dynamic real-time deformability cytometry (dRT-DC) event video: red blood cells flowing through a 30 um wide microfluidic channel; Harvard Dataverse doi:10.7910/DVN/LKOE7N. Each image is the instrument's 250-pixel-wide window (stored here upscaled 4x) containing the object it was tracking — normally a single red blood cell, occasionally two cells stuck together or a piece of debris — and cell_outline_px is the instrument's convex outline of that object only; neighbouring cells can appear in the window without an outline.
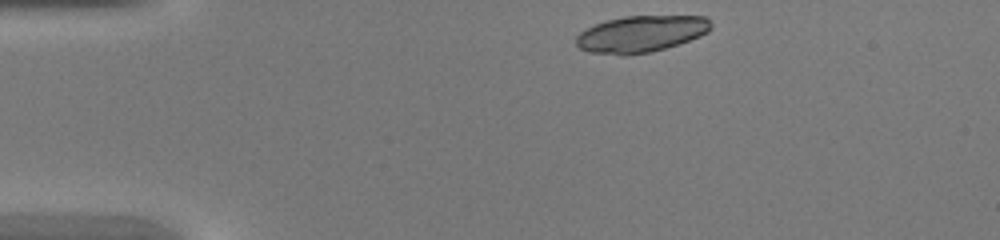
{"species": "common noctule bat (a hibernating species)", "species_latin": "Nyctalus noctula", "temperature_condition": "warm", "stored_images_in_passage": 37, "camera_frame_rate_fps": 3000, "um_per_image_px": 0.085, "animal": {"sex": "female", "body_mass_g": 20.0, "forearm_length_mm": 54.0}, "frame": {"image": 1, "passage_image": 1, "time_ms": 0.0, "image_size_px": [1000, 240], "cell_outline_px": [[712, 28], [708, 32], [700, 36], [652, 52], [624, 56], [620, 56], [588, 52], [580, 48], [576, 44], [576, 36], [580, 32], [596, 24], [608, 20], [624, 16], [704, 16], [712, 24]], "centroid_in_image_um": [54.47, 2.9], "position_along_channel_um": 30.5, "area_um2": 28.73}}
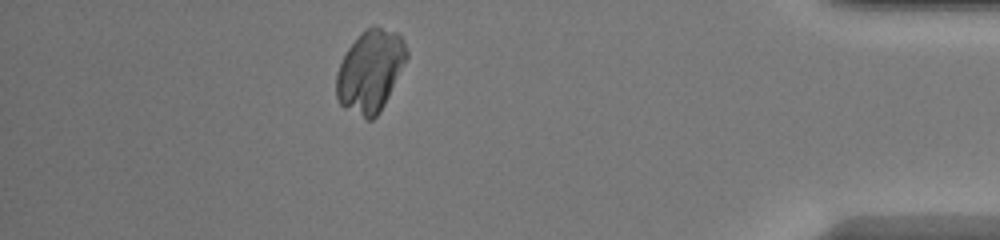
{"frame": {"image": 2, "passage_image": 32, "time_ms": 10.333, "image_size_px": [1000, 240], "cell_outline_px": [[408, 56], [380, 112], [372, 120], [364, 120], [344, 108], [340, 104], [336, 96], [336, 72], [348, 48], [368, 28], [376, 24], [396, 32], [400, 36], [408, 52]], "centroid_in_image_um": [31.46, 6.07], "position_along_channel_um": 403.7, "area_um2": 33.29}}